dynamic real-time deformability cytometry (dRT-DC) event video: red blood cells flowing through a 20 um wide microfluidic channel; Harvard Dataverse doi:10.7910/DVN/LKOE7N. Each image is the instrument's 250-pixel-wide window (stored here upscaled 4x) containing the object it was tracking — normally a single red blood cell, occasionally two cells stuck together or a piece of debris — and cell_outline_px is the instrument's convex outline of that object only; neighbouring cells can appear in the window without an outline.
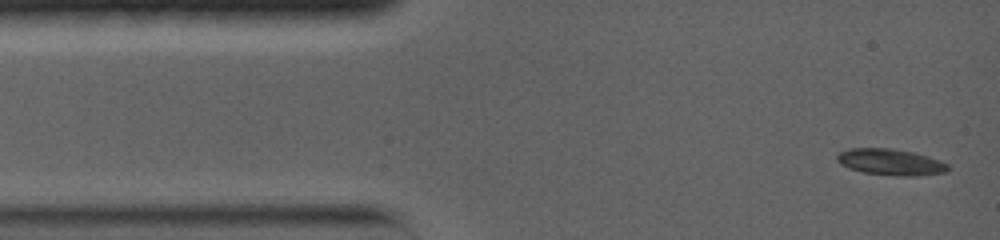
{"species": "common noctule bat (a hibernating species)", "species_latin": "Nyctalus noctula", "temperature_condition": "warm", "stored_images_in_passage": 12, "camera_frame_rate_fps": 5000, "um_per_image_px": 0.085, "animal": {"sex": "female", "body_mass_g": 19.0, "forearm_length_mm": 56.7}, "frame": {"image": 1, "passage_image": 1, "time_ms": 0.0, "image_size_px": [1000, 240], "cell_outline_px": [[948, 172], [916, 176], [896, 176], [864, 172], [848, 168], [840, 164], [836, 160], [836, 156], [840, 152], [848, 148], [892, 148], [916, 152], [940, 160], [948, 164]], "centroid_in_image_um": [75.71, 13.77], "position_along_channel_um": 9.3, "area_um2": 17.22}}
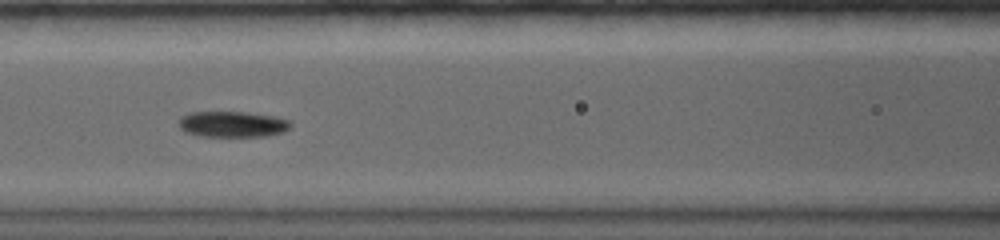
{"frame": {"image": 2, "passage_image": 9, "time_ms": 5.4, "image_size_px": [1000, 240], "cell_outline_px": [[292, 124], [284, 132], [268, 136], [200, 136], [184, 132], [180, 128], [180, 120], [184, 116], [192, 112], [244, 112], [272, 116], [288, 120]], "centroid_in_image_um": [19.77, 10.57], "position_along_channel_um": 146.8, "area_um2": 16.65}}
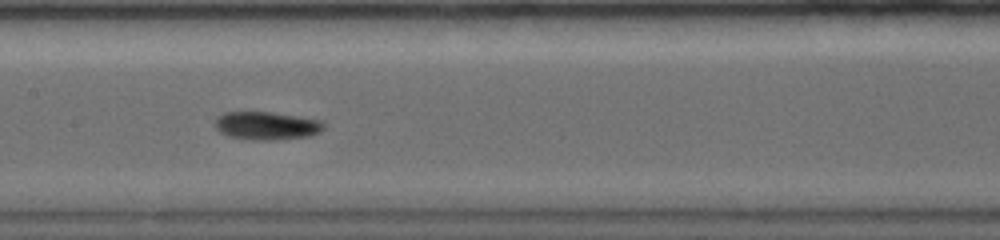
{"frame": {"image": 3, "passage_image": 10, "time_ms": 6.4, "image_size_px": [1000, 240], "cell_outline_px": [[324, 128], [320, 132], [308, 136], [276, 140], [252, 140], [228, 136], [220, 132], [216, 128], [216, 116], [224, 112], [272, 112], [320, 120], [324, 124]], "centroid_in_image_um": [22.64, 10.69], "position_along_channel_um": 184.8, "area_um2": 17.8}}